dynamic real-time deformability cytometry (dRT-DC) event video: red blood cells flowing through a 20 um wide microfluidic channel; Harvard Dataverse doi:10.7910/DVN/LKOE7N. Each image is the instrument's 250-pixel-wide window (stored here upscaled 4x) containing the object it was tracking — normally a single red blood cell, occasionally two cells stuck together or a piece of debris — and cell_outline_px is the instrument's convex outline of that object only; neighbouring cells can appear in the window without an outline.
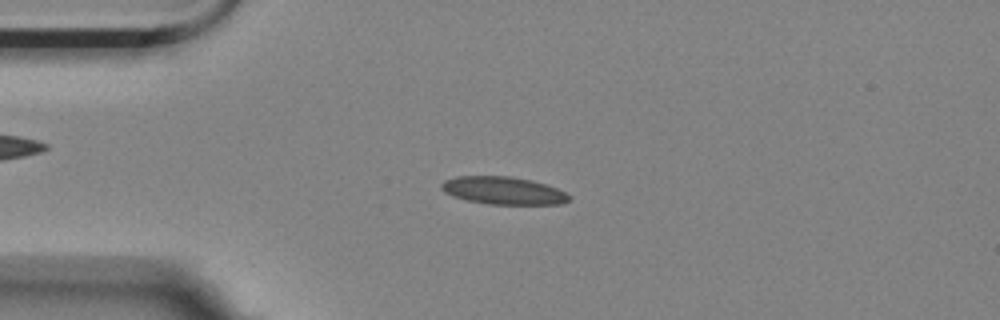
{"species": "Egyptian fruit bat (a non-hibernating species)", "species_latin": "Rousettus aegyptiacus", "temperature_condition": "room temperature", "stored_images_in_passage": 10, "camera_frame_rate_fps": 3000, "um_per_image_px": 0.085, "animal": {"sex": "female"}, "frame": {"image": 1, "passage_image": 4, "time_ms": 1.0, "image_size_px": [1000, 320], "cell_outline_px": [[572, 200], [560, 204], [488, 204], [468, 200], [444, 192], [440, 188], [440, 184], [444, 180], [456, 176], [512, 176], [532, 180], [556, 188], [572, 196]], "centroid_in_image_um": [42.8, 16.19], "position_along_channel_um": 42.2, "area_um2": 20.58}}
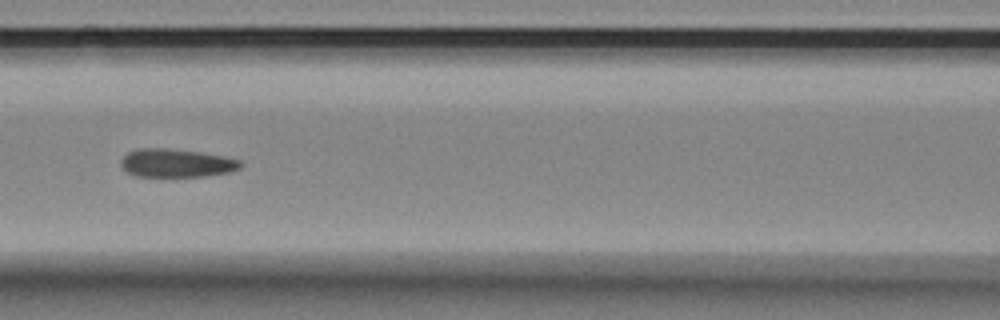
{"frame": {"image": 2, "passage_image": 7, "time_ms": 2.0, "image_size_px": [1000, 320], "cell_outline_px": [[244, 164], [240, 168], [228, 172], [204, 176], [136, 176], [128, 172], [120, 164], [120, 160], [128, 152], [136, 148], [172, 148], [200, 152], [224, 156], [240, 160]], "centroid_in_image_um": [14.99, 13.84], "position_along_channel_um": 151.6, "area_um2": 19.77}}
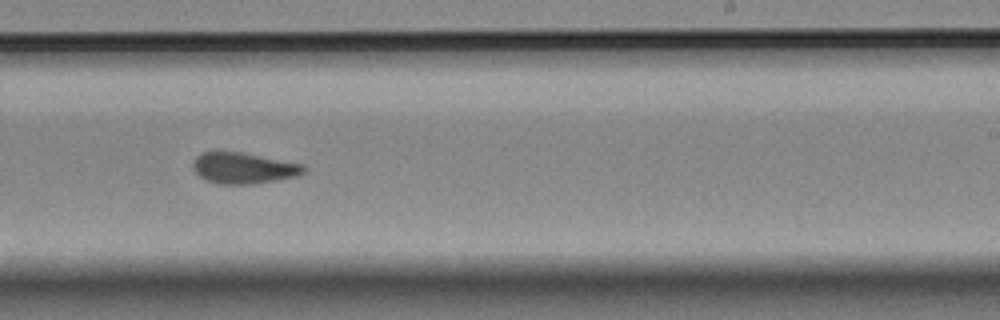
{"frame": {"image": 3, "passage_image": 10, "time_ms": 3.0, "image_size_px": [1000, 320], "cell_outline_px": [[304, 172], [296, 176], [256, 184], [220, 184], [208, 180], [200, 176], [192, 168], [192, 164], [196, 156], [204, 152], [240, 152], [304, 164]], "centroid_in_image_um": [20.69, 14.29], "position_along_channel_um": 268.3, "area_um2": 19.83}}